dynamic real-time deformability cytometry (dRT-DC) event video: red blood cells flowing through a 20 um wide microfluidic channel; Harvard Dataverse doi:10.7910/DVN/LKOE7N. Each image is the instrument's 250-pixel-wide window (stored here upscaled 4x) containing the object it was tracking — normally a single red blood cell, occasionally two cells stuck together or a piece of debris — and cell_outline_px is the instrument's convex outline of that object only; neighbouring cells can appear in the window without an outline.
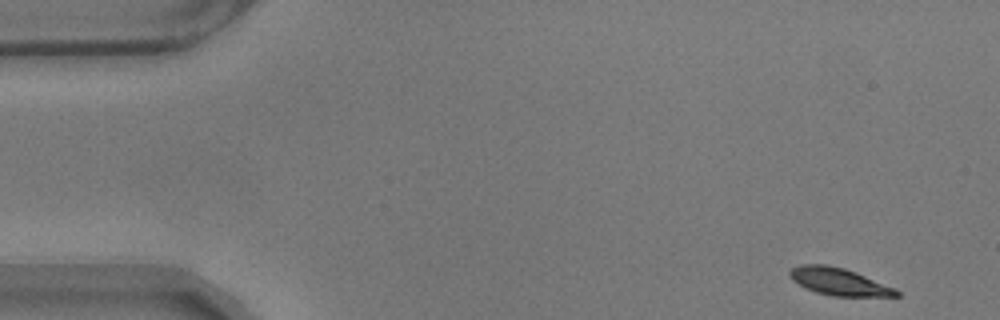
{"species": "common noctule bat (a hibernating species)", "species_latin": "Nyctalus noctula", "temperature_condition": "warm", "stored_images_in_passage": 55, "camera_frame_rate_fps": 3000, "um_per_image_px": 0.085, "animal": {"sex": "male", "body_mass_g": 17.9}, "frame": {"image": 1, "passage_image": 1, "time_ms": 0.0, "image_size_px": [1000, 320], "cell_outline_px": [[900, 296], [832, 296], [816, 292], [792, 280], [788, 276], [788, 272], [792, 268], [800, 264], [828, 264], [844, 268], [856, 272], [896, 288], [900, 292]], "centroid_in_image_um": [71.32, 23.93], "position_along_channel_um": 13.7, "area_um2": 16.99}}
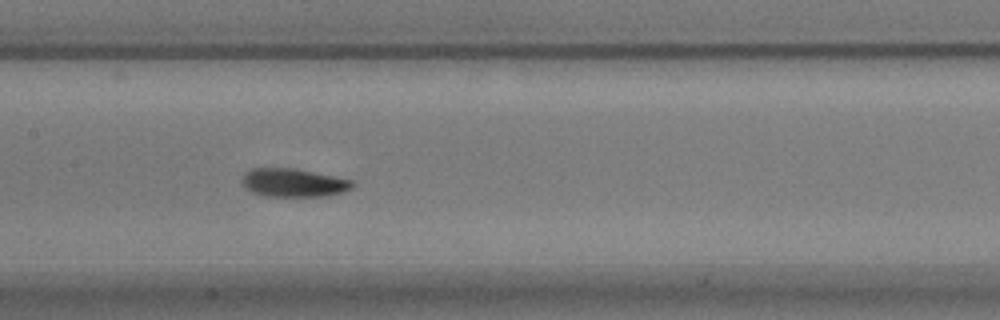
{"frame": {"image": 2, "passage_image": 25, "time_ms": 8.0, "image_size_px": [1000, 320], "cell_outline_px": [[356, 184], [352, 188], [328, 196], [264, 196], [252, 192], [244, 184], [244, 176], [252, 168], [292, 168], [356, 180]], "centroid_in_image_um": [25.04, 15.53], "position_along_channel_um": 182.4, "area_um2": 18.03}}
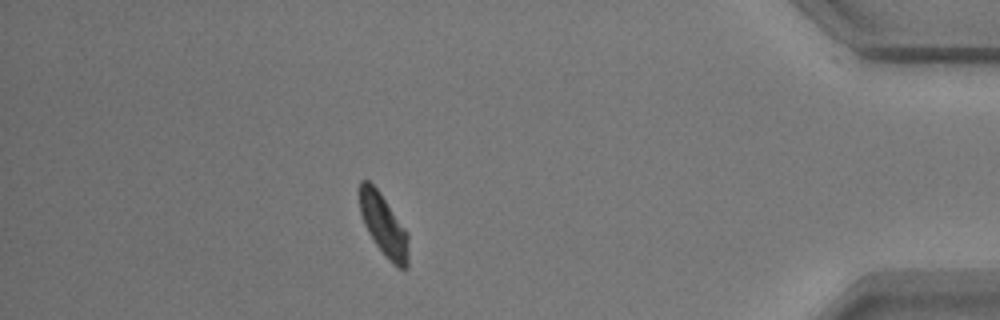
{"frame": {"image": 3, "passage_image": 48, "time_ms": 15.667, "image_size_px": [1000, 320], "cell_outline_px": [[408, 268], [400, 268], [392, 264], [384, 256], [368, 232], [364, 224], [360, 212], [360, 180], [368, 180], [380, 192], [408, 236]], "centroid_in_image_um": [32.59, 19.17], "position_along_channel_um": 402.6, "area_um2": 17.17}, "authors_computed_cell_mechanics": {"area_um2": 18.0336, "velocity_mm_per_s": 3.4705, "shape_relaxation_time_tau1_ms": 2.3457, "shape_relaxation_time_tau2_ms": null, "deformation_change_tau1": 0.1208, "deformation_change_tau2": null}}